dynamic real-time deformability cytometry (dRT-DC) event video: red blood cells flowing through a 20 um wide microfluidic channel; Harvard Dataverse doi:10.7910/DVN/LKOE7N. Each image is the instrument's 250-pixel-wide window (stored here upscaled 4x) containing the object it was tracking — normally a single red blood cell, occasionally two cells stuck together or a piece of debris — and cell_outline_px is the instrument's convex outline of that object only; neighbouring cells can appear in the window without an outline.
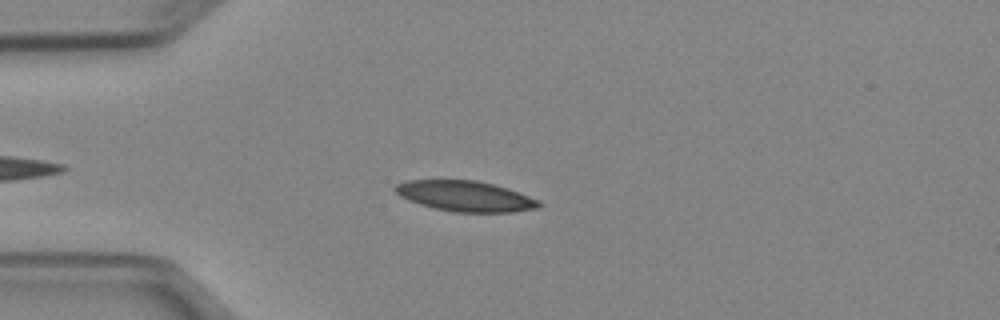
{"species": "Egyptian fruit bat (a non-hibernating species)", "species_latin": "Rousettus aegyptiacus", "temperature_condition": "cold", "stored_images_in_passage": 41, "camera_frame_rate_fps": 3000, "um_per_image_px": 0.085, "animal": {"sex": "female"}, "frame": {"image": 1, "passage_image": 7, "time_ms": 2.0, "image_size_px": [1000, 320], "cell_outline_px": [[544, 204], [540, 208], [512, 212], [456, 212], [436, 208], [420, 204], [408, 200], [400, 196], [392, 188], [396, 184], [408, 180], [476, 180], [508, 188], [540, 200]], "centroid_in_image_um": [39.59, 16.67], "position_along_channel_um": 45.4, "area_um2": 25.61}}
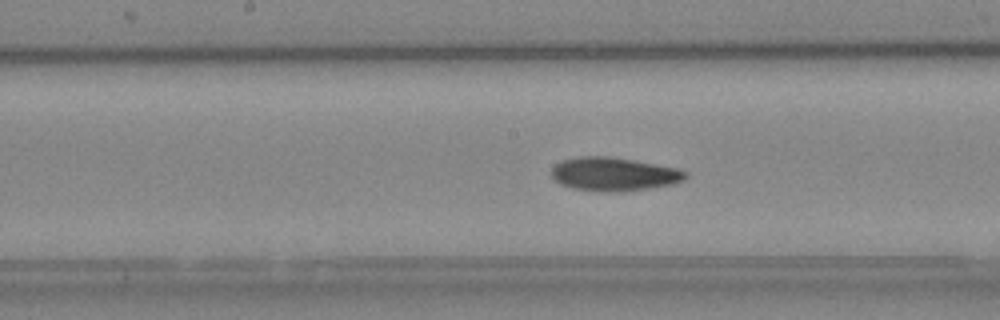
{"frame": {"image": 2, "passage_image": 20, "time_ms": 6.333, "image_size_px": [1000, 320], "cell_outline_px": [[688, 176], [684, 180], [672, 184], [648, 188], [616, 192], [608, 192], [572, 188], [560, 184], [552, 176], [552, 168], [560, 160], [580, 156], [608, 156], [632, 160], [676, 168], [688, 172]], "centroid_in_image_um": [52.16, 14.8], "position_along_channel_um": 196.0, "area_um2": 26.01}}
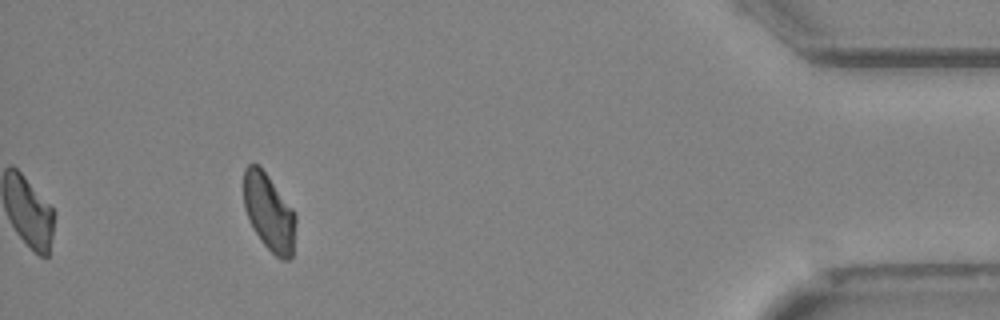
{"frame": {"image": 3, "passage_image": 41, "time_ms": 13.333, "image_size_px": [1000, 320], "cell_outline_px": [[296, 220], [292, 256], [288, 260], [280, 260], [260, 240], [244, 208], [244, 168], [248, 164], [256, 164], [268, 176], [292, 208], [296, 216]], "centroid_in_image_um": [22.87, 18.07], "position_along_channel_um": 412.3, "area_um2": 22.95}, "authors_computed_cell_mechanics": {"area_um2": 25.143, "velocity_mm_per_s": 3.928, "shape_relaxation_time_tau1_ms": 10.3198, "shape_relaxation_time_tau2_ms": 3.1039, "deformation_change_tau1": 0.1928, "deformation_change_tau2": 0.077}}